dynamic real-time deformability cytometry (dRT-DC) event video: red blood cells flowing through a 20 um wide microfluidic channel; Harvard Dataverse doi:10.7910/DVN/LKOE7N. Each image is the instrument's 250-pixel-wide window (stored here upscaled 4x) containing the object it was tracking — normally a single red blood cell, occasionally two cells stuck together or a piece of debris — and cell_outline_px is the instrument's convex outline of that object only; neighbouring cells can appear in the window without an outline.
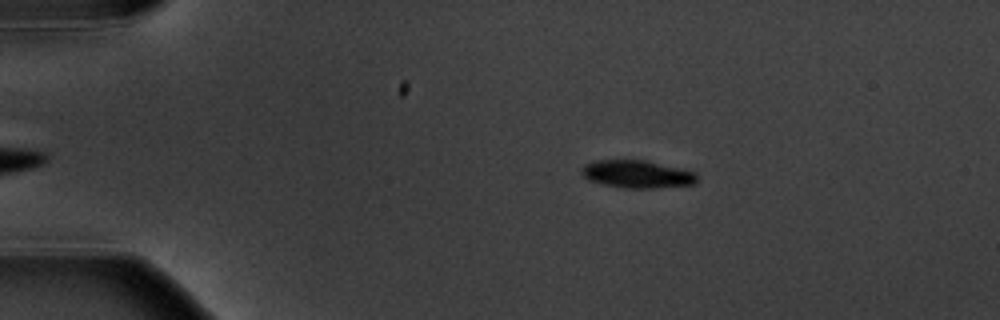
{"species": "common noctule bat (a hibernating species)", "species_latin": "Nyctalus noctula", "temperature_condition": "warm", "stored_images_in_passage": 3, "camera_frame_rate_fps": 3000, "um_per_image_px": 0.085, "animal": {"sex": "male", "body_mass_g": 20.1, "forearm_length_mm": 53.5}, "frame": {"image": 1, "passage_image": 1, "time_ms": 0.0, "image_size_px": [1000, 320], "cell_outline_px": [[696, 184], [652, 188], [624, 188], [604, 184], [588, 180], [580, 172], [580, 168], [584, 164], [596, 160], [644, 160], [696, 172]], "centroid_in_image_um": [54.11, 14.8], "position_along_channel_um": 30.9, "area_um2": 18.55}}